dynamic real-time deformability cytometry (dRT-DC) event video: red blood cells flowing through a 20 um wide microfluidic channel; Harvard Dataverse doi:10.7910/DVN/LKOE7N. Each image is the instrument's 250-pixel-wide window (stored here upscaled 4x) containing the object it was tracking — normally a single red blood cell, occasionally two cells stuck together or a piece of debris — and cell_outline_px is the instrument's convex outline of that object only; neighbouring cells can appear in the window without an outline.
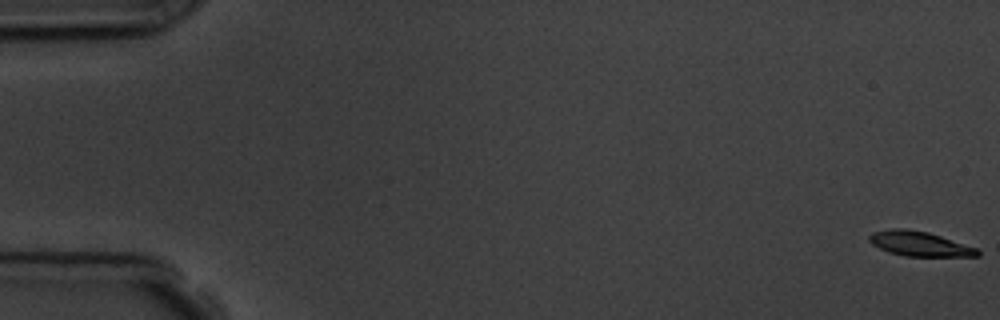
{"species": "common noctule bat (a hibernating species)", "species_latin": "Nyctalus noctula", "temperature_condition": "room temperature", "stored_images_in_passage": 5, "camera_frame_rate_fps": 3000, "um_per_image_px": 0.085, "animal": {"sex": "male", "body_mass_g": 19.5, "forearm_length_mm": 54.6}, "frame": {"image": 1, "passage_image": 1, "time_ms": 0.0, "image_size_px": [1000, 320], "cell_outline_px": [[980, 256], [904, 256], [888, 252], [872, 244], [868, 240], [868, 236], [872, 232], [892, 228], [904, 228], [928, 232], [976, 248], [980, 252]], "centroid_in_image_um": [78.11, 20.72], "position_along_channel_um": 6.9, "area_um2": 15.49}}
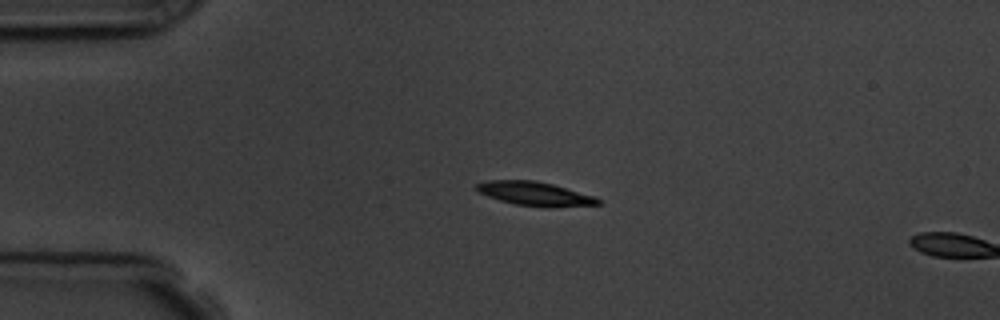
{"frame": {"image": 2, "passage_image": 4, "time_ms": 4.333, "image_size_px": [1000, 320], "cell_outline_px": [[604, 204], [544, 208], [516, 204], [500, 200], [476, 192], [476, 184], [488, 180], [536, 180], [552, 184], [596, 196]], "centroid_in_image_um": [45.5, 16.47], "position_along_channel_um": 39.5, "area_um2": 17.11}}